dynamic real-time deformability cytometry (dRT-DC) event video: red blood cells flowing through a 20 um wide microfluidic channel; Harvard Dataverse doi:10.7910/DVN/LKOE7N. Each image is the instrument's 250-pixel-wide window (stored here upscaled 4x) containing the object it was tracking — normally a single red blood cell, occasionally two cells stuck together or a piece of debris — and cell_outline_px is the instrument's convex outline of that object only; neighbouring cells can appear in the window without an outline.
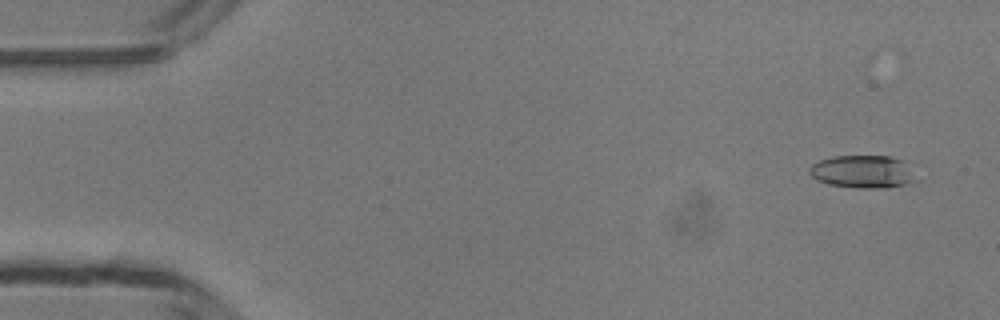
{"species": "common noctule bat (a hibernating species)", "species_latin": "Nyctalus noctula", "temperature_condition": "room temperature", "stored_images_in_passage": 40, "camera_frame_rate_fps": 3000, "um_per_image_px": 0.085, "animal": {"sex": "male", "body_mass_g": 13.3}, "frame": {"image": 1, "passage_image": 3, "time_ms": 0.667, "image_size_px": [1000, 320], "cell_outline_px": [[924, 180], [888, 188], [856, 188], [828, 184], [816, 180], [808, 172], [808, 168], [812, 164], [820, 160], [832, 156], [892, 156], [904, 160]], "centroid_in_image_um": [73.44, 14.6], "position_along_channel_um": 11.6, "area_um2": 21.15}}
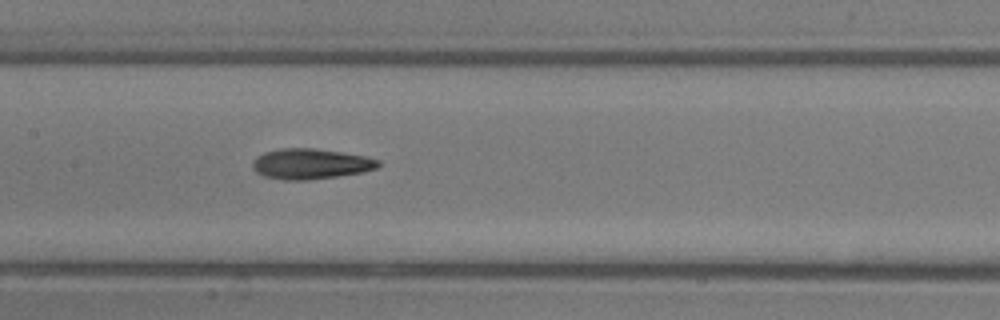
{"frame": {"image": 2, "passage_image": 24, "time_ms": 7.667, "image_size_px": [1000, 320], "cell_outline_px": [[380, 164], [376, 168], [360, 172], [336, 176], [308, 180], [284, 180], [264, 176], [256, 172], [252, 168], [252, 160], [256, 156], [264, 152], [280, 148], [316, 148], [364, 156], [380, 160]], "centroid_in_image_um": [26.34, 13.92], "position_along_channel_um": 181.1, "area_um2": 22.25}}
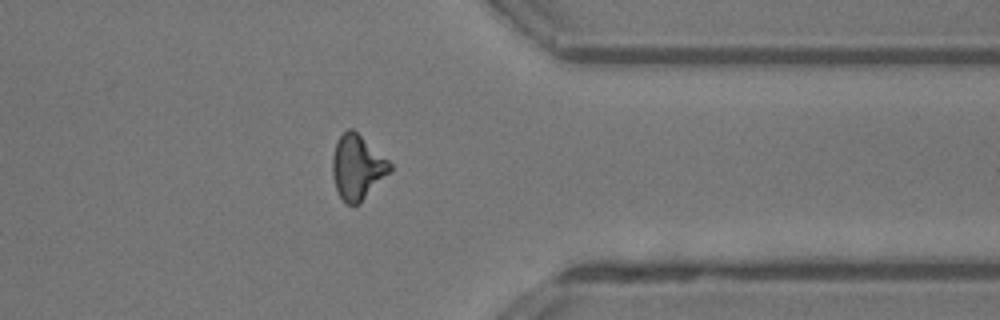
{"frame": {"image": 3, "passage_image": 39, "time_ms": 12.667, "image_size_px": [1000, 320], "cell_outline_px": [[392, 168], [360, 204], [348, 204], [340, 196], [336, 188], [332, 176], [332, 156], [336, 140], [348, 128], [352, 128], [388, 160], [392, 164]], "centroid_in_image_um": [30.34, 14.2], "position_along_channel_um": 381.1, "area_um2": 21.33}, "authors_computed_cell_mechanics": {"area_um2": 20.9525, "velocity_mm_per_s": 4.202, "shape_relaxation_time_tau1_ms": 7.1985, "shape_relaxation_time_tau2_ms": 3.2997, "deformation_change_tau1": 0.197, "deformation_change_tau2": 0.1405}}